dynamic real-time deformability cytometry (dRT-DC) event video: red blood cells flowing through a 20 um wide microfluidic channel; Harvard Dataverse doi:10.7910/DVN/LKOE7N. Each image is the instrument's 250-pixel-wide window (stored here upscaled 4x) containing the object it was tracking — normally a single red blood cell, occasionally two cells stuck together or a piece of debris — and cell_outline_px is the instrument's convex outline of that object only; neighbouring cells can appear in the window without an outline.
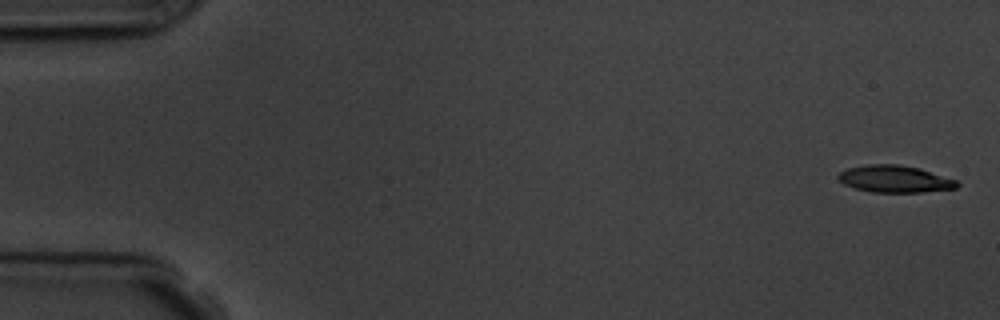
{"species": "common noctule bat (a hibernating species)", "species_latin": "Nyctalus noctula", "temperature_condition": "room temperature", "stored_images_in_passage": 6, "camera_frame_rate_fps": 3000, "um_per_image_px": 0.085, "animal": {"sex": "male", "body_mass_g": 19.5, "forearm_length_mm": 54.6}, "frame": {"image": 1, "passage_image": 1, "time_ms": 0.0, "image_size_px": [1000, 320], "cell_outline_px": [[960, 184], [956, 188], [920, 192], [872, 192], [856, 188], [844, 184], [836, 176], [840, 172], [848, 168], [864, 164], [900, 164], [920, 168], [956, 180]], "centroid_in_image_um": [76.05, 15.2], "position_along_channel_um": 9.0, "area_um2": 18.67}}
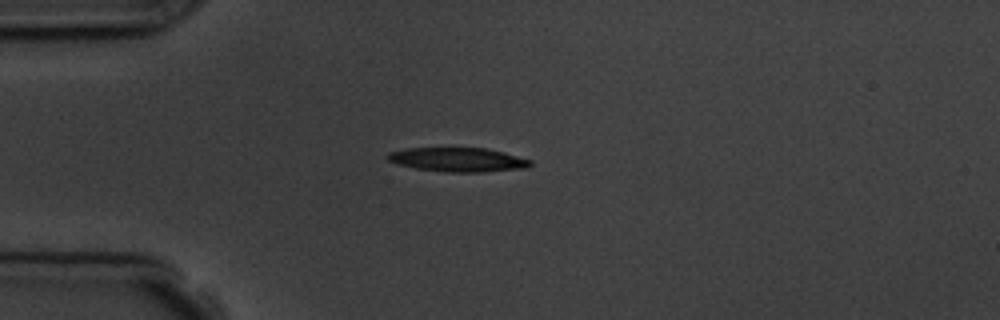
{"frame": {"image": 2, "passage_image": 4, "time_ms": 4.333, "image_size_px": [1000, 320], "cell_outline_px": [[532, 164], [528, 168], [480, 172], [448, 172], [416, 168], [396, 164], [388, 160], [384, 156], [388, 152], [404, 148], [484, 148], [504, 152], [532, 160]], "centroid_in_image_um": [38.9, 13.57], "position_along_channel_um": 46.1, "area_um2": 20.17}}
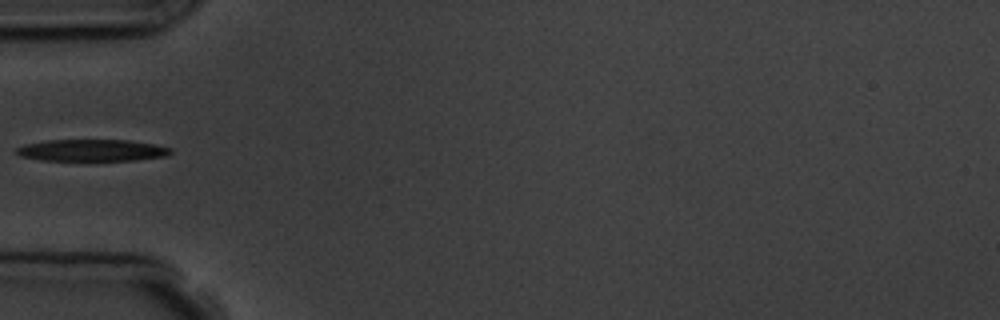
{"frame": {"image": 3, "passage_image": 5, "time_ms": 5.667, "image_size_px": [1000, 320], "cell_outline_px": [[172, 152], [168, 156], [136, 160], [40, 160], [20, 156], [16, 152], [16, 148], [24, 144], [44, 140], [128, 140], [156, 144], [172, 148]], "centroid_in_image_um": [7.83, 12.77], "position_along_channel_um": 77.2, "area_um2": 19.71}}